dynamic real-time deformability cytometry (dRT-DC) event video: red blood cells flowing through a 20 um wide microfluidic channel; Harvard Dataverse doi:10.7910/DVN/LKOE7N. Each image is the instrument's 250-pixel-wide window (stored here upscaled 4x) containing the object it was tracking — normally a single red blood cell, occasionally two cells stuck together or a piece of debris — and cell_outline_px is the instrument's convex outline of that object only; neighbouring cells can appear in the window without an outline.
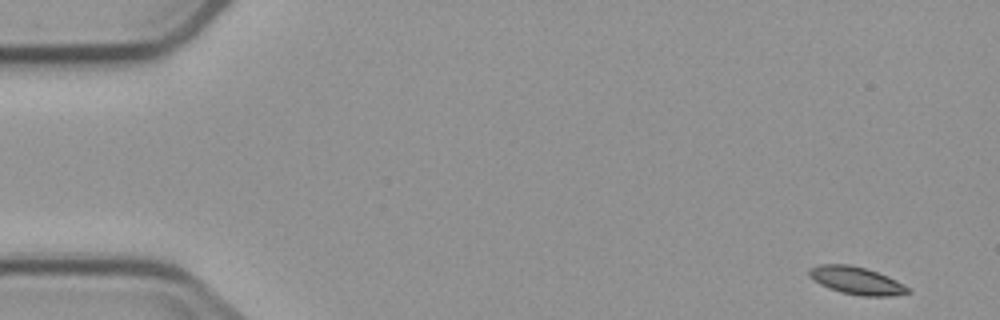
{"species": "common noctule bat (a hibernating species)", "species_latin": "Nyctalus noctula", "temperature_condition": "cold", "stored_images_in_passage": 5, "camera_frame_rate_fps": 3000, "um_per_image_px": 0.085, "animal": {"sex": "male", "body_mass_g": 23.1, "forearm_length_mm": 52.7}, "frame": {"image": 1, "passage_image": 1, "time_ms": 0.0, "image_size_px": [1000, 320], "cell_outline_px": [[912, 292], [892, 296], [860, 296], [840, 292], [828, 288], [812, 280], [808, 276], [808, 268], [820, 264], [848, 264], [864, 268], [888, 276], [912, 288]], "centroid_in_image_um": [72.79, 23.86], "position_along_channel_um": 12.2, "area_um2": 16.13}}